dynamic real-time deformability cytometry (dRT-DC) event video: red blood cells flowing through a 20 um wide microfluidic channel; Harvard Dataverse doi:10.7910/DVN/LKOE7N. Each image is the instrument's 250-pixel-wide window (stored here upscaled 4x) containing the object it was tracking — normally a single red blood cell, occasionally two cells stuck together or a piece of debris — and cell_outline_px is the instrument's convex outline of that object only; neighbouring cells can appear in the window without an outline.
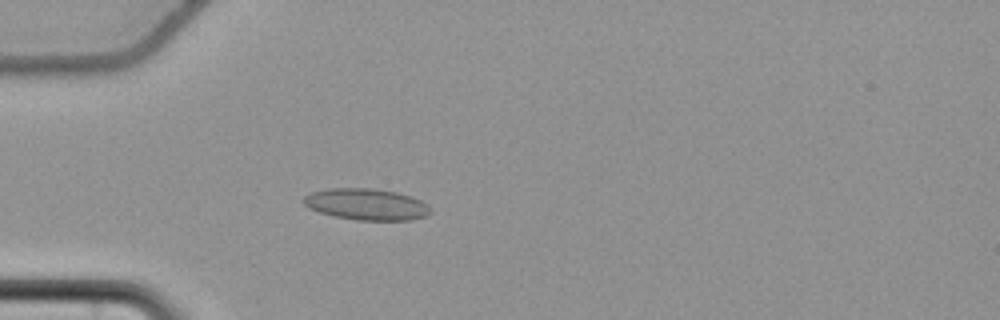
{"species": "common noctule bat (a hibernating species)", "species_latin": "Nyctalus noctula", "temperature_condition": "cold", "stored_images_in_passage": 51, "camera_frame_rate_fps": 3000, "um_per_image_px": 0.085, "animal": {"sex": "female", "body_mass_g": 22.7, "forearm_length_mm": 54.2}, "frame": {"image": 1, "passage_image": 12, "time_ms": 3.667, "image_size_px": [1000, 320], "cell_outline_px": [[432, 212], [424, 216], [412, 220], [356, 220], [336, 216], [320, 212], [308, 208], [300, 200], [304, 196], [312, 192], [328, 188], [372, 188], [396, 192], [412, 196], [420, 200]], "centroid_in_image_um": [31.1, 17.36], "position_along_channel_um": 53.9, "area_um2": 23.18}}
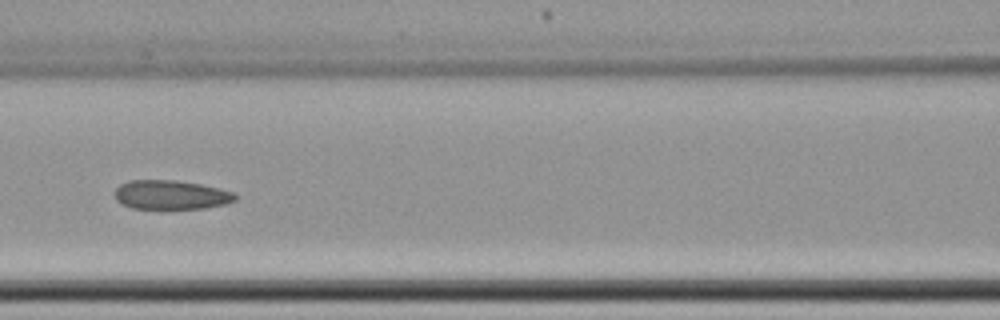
{"frame": {"image": 2, "passage_image": 21, "time_ms": 6.667, "image_size_px": [1000, 320], "cell_outline_px": [[236, 200], [224, 204], [204, 208], [132, 208], [116, 200], [112, 192], [120, 184], [128, 180], [176, 180], [200, 184], [220, 188], [232, 192], [236, 196]], "centroid_in_image_um": [14.49, 16.54], "position_along_channel_um": 152.1, "area_um2": 20.4}}
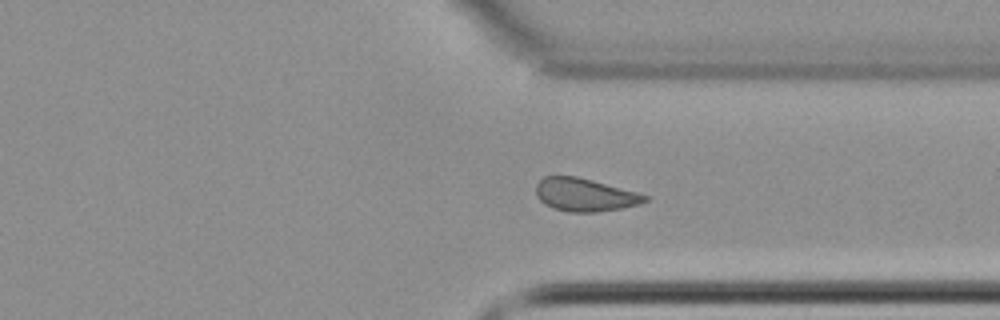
{"frame": {"image": 3, "passage_image": 38, "time_ms": 12.333, "image_size_px": [1000, 320], "cell_outline_px": [[648, 200], [640, 204], [620, 208], [596, 212], [568, 212], [552, 208], [544, 204], [536, 196], [536, 184], [544, 176], [576, 176], [592, 180], [636, 192], [648, 196]], "centroid_in_image_um": [49.67, 16.56], "position_along_channel_um": 361.7, "area_um2": 20.87}, "authors_computed_cell_mechanics": {"area_um2": 21.3282, "velocity_mm_per_s": 3.691, "shape_relaxation_time_tau1_ms": null, "shape_relaxation_time_tau2_ms": 3.7515, "deformation_change_tau1": null, "deformation_change_tau2": 0.1058}}